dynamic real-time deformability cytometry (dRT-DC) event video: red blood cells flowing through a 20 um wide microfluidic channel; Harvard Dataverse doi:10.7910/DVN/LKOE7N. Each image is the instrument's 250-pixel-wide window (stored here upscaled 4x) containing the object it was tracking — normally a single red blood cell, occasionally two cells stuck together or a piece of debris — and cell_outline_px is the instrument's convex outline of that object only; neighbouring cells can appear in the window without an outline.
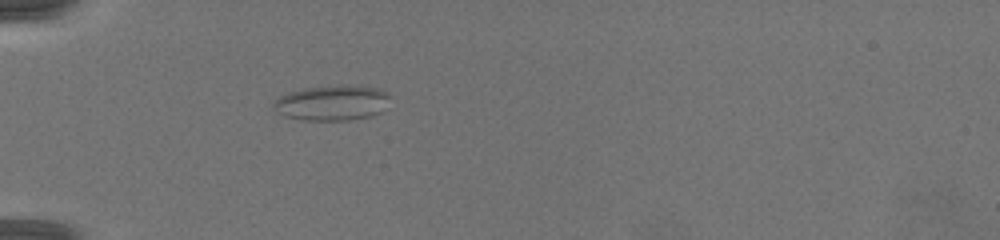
{"species": "common noctule bat (a hibernating species)", "species_latin": "Nyctalus noctula", "temperature_condition": "warm", "stored_images_in_passage": 14, "camera_frame_rate_fps": 3000, "um_per_image_px": 0.085, "animal": {"sex": "female", "body_mass_g": 19.5, "forearm_length_mm": 54.1}, "frame": {"image": 1, "passage_image": 1, "time_ms": 0.0, "image_size_px": [1000, 240], "cell_outline_px": [[392, 96], [380, 112], [372, 116], [348, 120], [300, 120], [284, 116], [272, 108], [272, 104], [280, 96], [288, 92], [304, 88], [380, 88], [388, 92]], "centroid_in_image_um": [28.2, 8.79], "position_along_channel_um": 56.8, "area_um2": 23.18}}
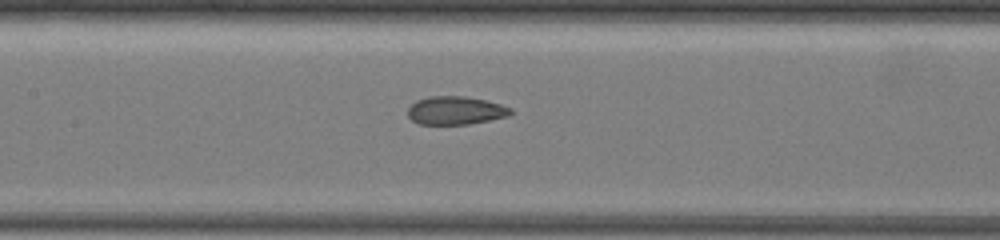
{"frame": {"image": 2, "passage_image": 7, "time_ms": 3.0, "image_size_px": [1000, 240], "cell_outline_px": [[512, 112], [508, 116], [468, 124], [420, 124], [412, 120], [408, 116], [408, 108], [416, 100], [428, 96], [464, 96], [484, 100], [500, 104], [512, 108]], "centroid_in_image_um": [38.7, 9.38], "position_along_channel_um": 168.7, "area_um2": 16.82}}
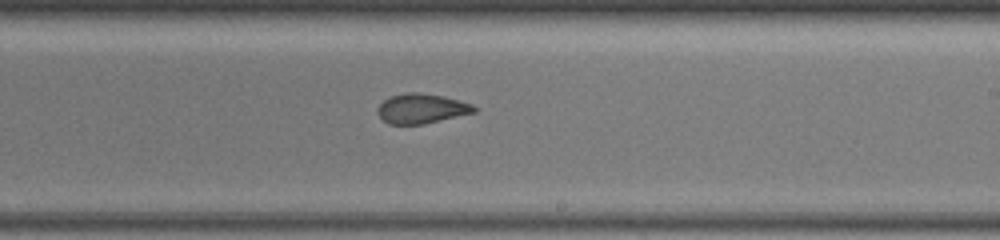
{"frame": {"image": 3, "passage_image": 14, "time_ms": 5.0, "image_size_px": [1000, 240], "cell_outline_px": [[476, 112], [424, 124], [388, 124], [376, 112], [376, 108], [384, 100], [392, 96], [408, 92], [416, 92], [440, 96], [472, 104], [476, 108]], "centroid_in_image_um": [35.8, 9.24], "position_along_channel_um": 253.2, "area_um2": 16.47}}